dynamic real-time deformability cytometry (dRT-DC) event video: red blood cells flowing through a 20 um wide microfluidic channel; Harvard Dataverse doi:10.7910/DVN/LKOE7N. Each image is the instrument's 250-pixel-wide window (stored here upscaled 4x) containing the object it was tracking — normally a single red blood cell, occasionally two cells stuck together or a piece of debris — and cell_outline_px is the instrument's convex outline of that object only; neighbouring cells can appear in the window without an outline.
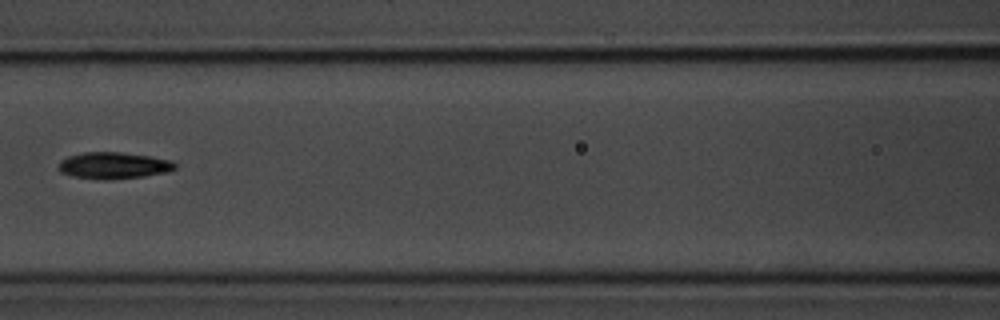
{"species": "common noctule bat (a hibernating species)", "species_latin": "Nyctalus noctula", "temperature_condition": "room temperature", "stored_images_in_passage": 9, "camera_frame_rate_fps": 3000, "um_per_image_px": 0.085, "animal": {"sex": "male", "body_mass_g": 20.1, "forearm_length_mm": 53.5}, "frame": {"image": 1, "passage_image": 8, "time_ms": 8.0, "image_size_px": [1000, 320], "cell_outline_px": [[176, 168], [168, 172], [144, 176], [112, 180], [104, 180], [72, 176], [60, 172], [56, 168], [60, 160], [68, 156], [84, 152], [120, 152], [148, 156], [172, 160], [176, 164]], "centroid_in_image_um": [9.63, 14.07], "position_along_channel_um": 157.0, "area_um2": 18.26}}
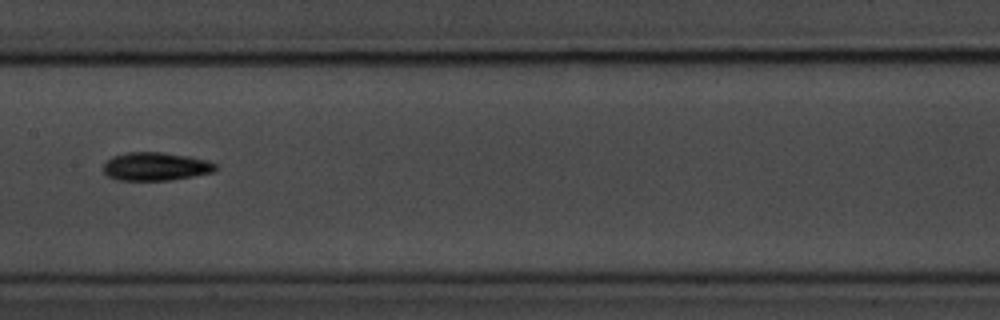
{"frame": {"image": 2, "passage_image": 9, "time_ms": 9.0, "image_size_px": [1000, 320], "cell_outline_px": [[216, 172], [172, 180], [116, 180], [108, 176], [104, 172], [104, 164], [112, 156], [128, 152], [160, 152], [188, 156], [208, 160], [216, 164]], "centroid_in_image_um": [13.26, 14.15], "position_along_channel_um": 194.1, "area_um2": 18.55}}